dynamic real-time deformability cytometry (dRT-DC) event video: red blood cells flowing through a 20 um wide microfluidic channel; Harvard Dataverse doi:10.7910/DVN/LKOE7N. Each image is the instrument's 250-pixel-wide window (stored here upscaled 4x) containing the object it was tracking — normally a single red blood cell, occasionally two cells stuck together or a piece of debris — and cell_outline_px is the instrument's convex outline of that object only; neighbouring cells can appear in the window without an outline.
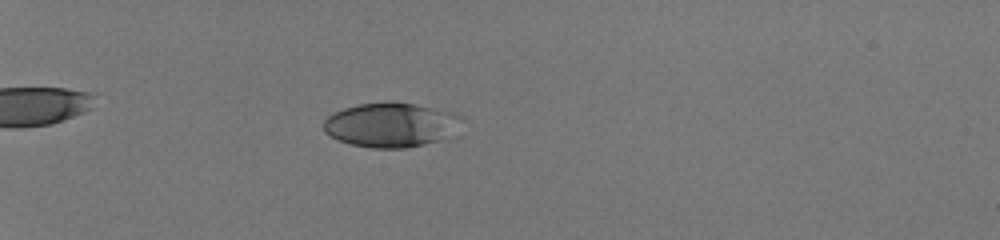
{"species": "human", "species_latin": "Homo sapiens", "temperature_condition": "room temperature", "stored_images_in_passage": 56, "camera_frame_rate_fps": 3000, "um_per_image_px": 0.085, "donor": {"sex": "male"}, "frame": {"image": 1, "passage_image": 21, "time_ms": 6.667, "image_size_px": [1000, 240], "cell_outline_px": [[464, 120], [440, 140], [424, 144], [404, 148], [372, 148], [352, 144], [340, 140], [324, 132], [324, 120], [332, 112], [344, 108], [360, 104], [412, 104], [456, 112], [464, 116]], "centroid_in_image_um": [33.22, 10.63], "position_along_channel_um": 51.8, "area_um2": 34.91}}
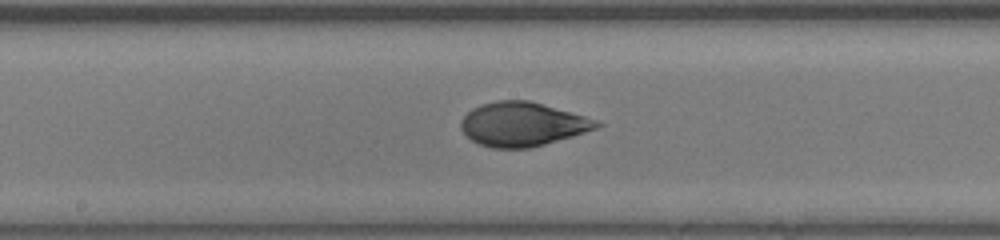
{"frame": {"image": 2, "passage_image": 36, "time_ms": 11.667, "image_size_px": [1000, 240], "cell_outline_px": [[604, 124], [596, 128], [572, 136], [544, 144], [528, 148], [492, 148], [480, 144], [472, 140], [460, 128], [460, 120], [472, 108], [480, 104], [496, 100], [528, 100], [584, 116], [596, 120]], "centroid_in_image_um": [44.37, 10.55], "position_along_channel_um": 203.8, "area_um2": 34.45}}
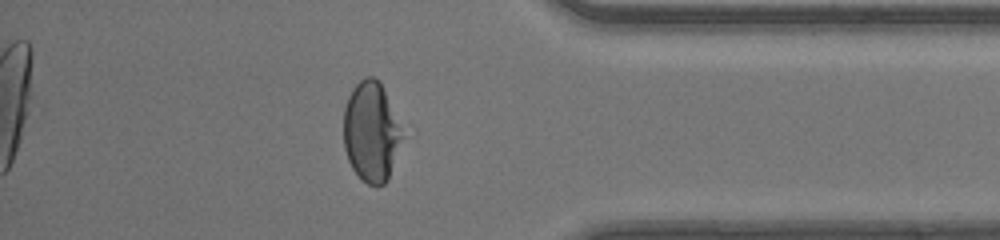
{"frame": {"image": 3, "passage_image": 51, "time_ms": 16.667, "image_size_px": [1000, 240], "cell_outline_px": [[400, 136], [388, 180], [384, 184], [368, 184], [352, 168], [348, 160], [344, 148], [344, 108], [348, 96], [352, 88], [364, 76], [372, 76], [380, 80], [396, 124]], "centroid_in_image_um": [31.46, 11.17], "position_along_channel_um": 403.7, "area_um2": 32.6}, "authors_computed_cell_mechanics": {"area_um2": 35.258, "velocity_mm_per_s": 4.1854, "shape_relaxation_time_tau1_ms": 3.9779, "shape_relaxation_time_tau2_ms": 0.6144, "deformation_change_tau1": 0.2064, "deformation_change_tau2": 0.0469}}